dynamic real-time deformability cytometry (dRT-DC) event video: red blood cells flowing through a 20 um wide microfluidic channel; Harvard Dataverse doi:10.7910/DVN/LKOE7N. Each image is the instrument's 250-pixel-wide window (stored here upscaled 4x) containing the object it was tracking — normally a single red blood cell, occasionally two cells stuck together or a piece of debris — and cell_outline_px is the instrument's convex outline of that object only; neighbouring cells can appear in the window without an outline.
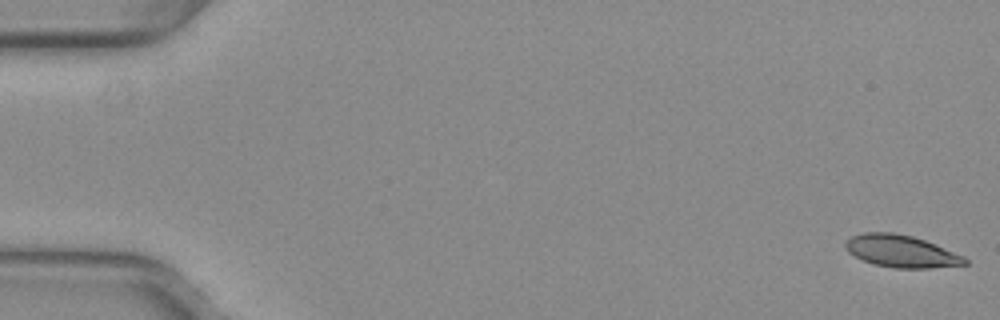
{"species": "common noctule bat (a hibernating species)", "species_latin": "Nyctalus noctula", "temperature_condition": "warm", "stored_images_in_passage": 17, "camera_frame_rate_fps": 3000, "um_per_image_px": 0.085, "animal": {"sex": "female", "body_mass_g": 29.2, "forearm_length_mm": 56.3}, "frame": {"image": 1, "passage_image": 1, "time_ms": 0.0, "image_size_px": [1000, 320], "cell_outline_px": [[968, 264], [928, 268], [896, 268], [876, 264], [864, 260], [848, 252], [844, 248], [844, 240], [852, 236], [864, 232], [896, 232], [912, 236], [936, 244], [964, 256], [968, 260]], "centroid_in_image_um": [76.59, 21.34], "position_along_channel_um": 8.4, "area_um2": 22.43}}